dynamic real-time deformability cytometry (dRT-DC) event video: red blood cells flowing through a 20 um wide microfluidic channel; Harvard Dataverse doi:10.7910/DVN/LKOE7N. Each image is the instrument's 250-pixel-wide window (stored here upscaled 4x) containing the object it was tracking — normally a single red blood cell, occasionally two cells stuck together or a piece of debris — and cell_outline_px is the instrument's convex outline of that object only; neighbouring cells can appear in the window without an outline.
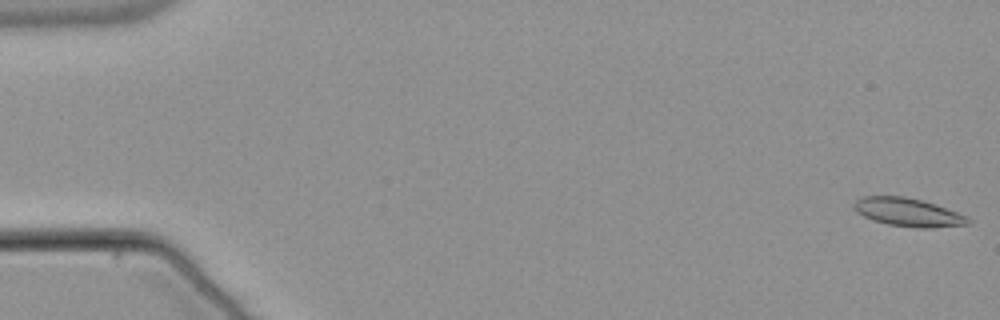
{"species": "common noctule bat (a hibernating species)", "species_latin": "Nyctalus noctula", "temperature_condition": "warm", "stored_images_in_passage": 54, "camera_frame_rate_fps": 3000, "um_per_image_px": 0.085, "animal": {"sex": "male", "body_mass_g": 21.5, "forearm_length_mm": 52.0}, "frame": {"image": 1, "passage_image": 1, "time_ms": 0.0, "image_size_px": [1000, 320], "cell_outline_px": [[972, 220], [968, 224], [928, 228], [916, 228], [888, 224], [872, 220], [856, 212], [852, 208], [852, 204], [860, 196], [904, 196], [920, 200], [968, 216]], "centroid_in_image_um": [77.12, 18.04], "position_along_channel_um": 7.9, "area_um2": 18.73}}
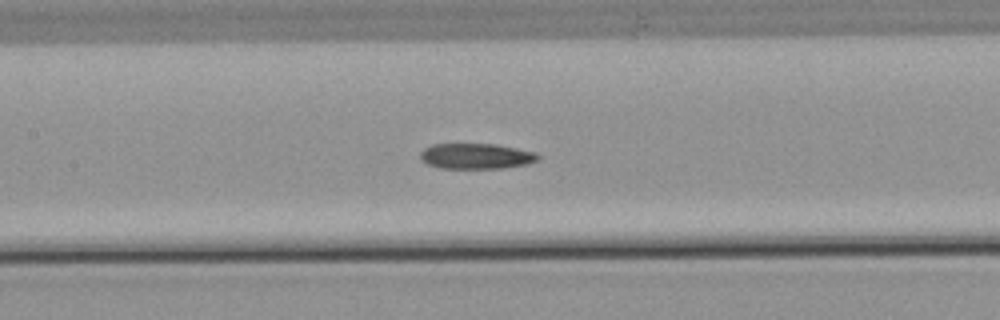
{"frame": {"image": 2, "passage_image": 26, "time_ms": 8.333, "image_size_px": [1000, 320], "cell_outline_px": [[540, 156], [536, 160], [528, 164], [504, 168], [440, 168], [428, 164], [420, 160], [420, 152], [424, 148], [432, 144], [496, 144], [536, 152]], "centroid_in_image_um": [40.46, 13.27], "position_along_channel_um": 166.9, "area_um2": 17.57}}
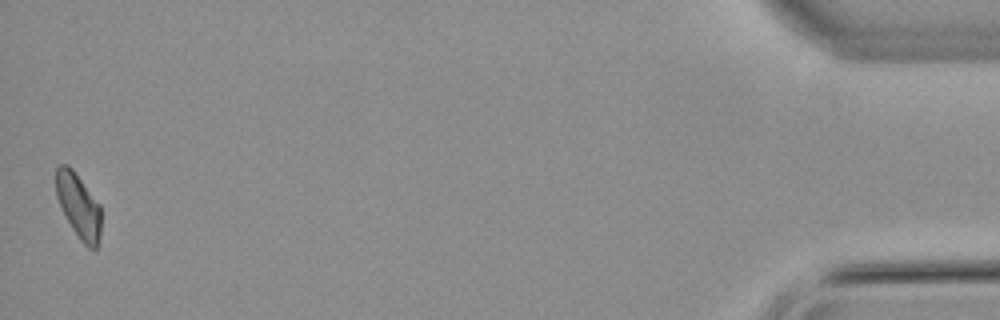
{"frame": {"image": 3, "passage_image": 54, "time_ms": 17.667, "image_size_px": [1000, 320], "cell_outline_px": [[100, 232], [96, 252], [88, 248], [80, 240], [72, 228], [56, 196], [56, 168], [60, 164], [68, 164], [72, 168], [100, 204]], "centroid_in_image_um": [6.69, 17.5], "position_along_channel_um": 428.5, "area_um2": 16.88}, "authors_computed_cell_mechanics": {"area_um2": 18.207, "velocity_mm_per_s": 3.8097, "shape_relaxation_time_tau1_ms": 11.209, "shape_relaxation_time_tau2_ms": null, "deformation_change_tau1": 0.1987, "deformation_change_tau2": null}}